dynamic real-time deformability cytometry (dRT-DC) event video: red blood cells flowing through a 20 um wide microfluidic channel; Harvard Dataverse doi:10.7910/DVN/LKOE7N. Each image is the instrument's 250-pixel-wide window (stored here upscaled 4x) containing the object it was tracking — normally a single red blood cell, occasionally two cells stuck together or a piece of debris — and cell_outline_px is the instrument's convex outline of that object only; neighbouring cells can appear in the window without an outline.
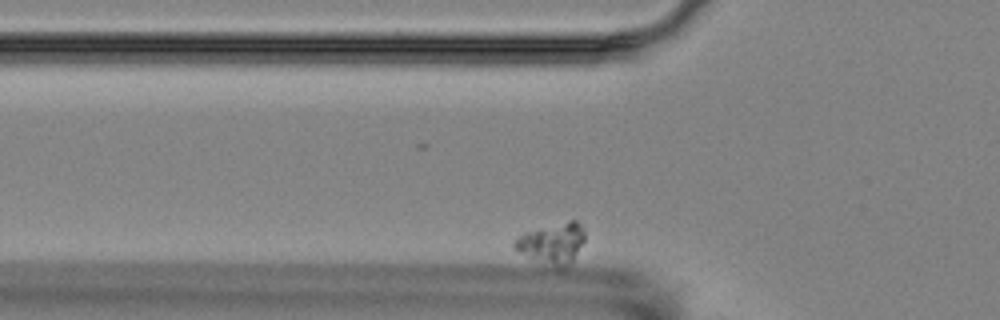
{"species": "Egyptian fruit bat (a non-hibernating species)", "species_latin": "Rousettus aegyptiacus", "temperature_condition": "room temperature", "stored_images_in_passage": 7, "camera_frame_rate_fps": 3000, "um_per_image_px": 0.085, "animal": {"sex": "female"}, "frame": {"image": 1, "passage_image": 7, "time_ms": 7.0, "image_size_px": [1000, 320], "cell_outline_px": [[584, 240], [572, 260], [560, 272], [556, 272], [512, 248], [512, 244], [524, 232], [568, 220], [576, 220], [584, 228]], "centroid_in_image_um": [46.93, 20.74], "position_along_channel_um": 78.9, "area_um2": 17.11}}